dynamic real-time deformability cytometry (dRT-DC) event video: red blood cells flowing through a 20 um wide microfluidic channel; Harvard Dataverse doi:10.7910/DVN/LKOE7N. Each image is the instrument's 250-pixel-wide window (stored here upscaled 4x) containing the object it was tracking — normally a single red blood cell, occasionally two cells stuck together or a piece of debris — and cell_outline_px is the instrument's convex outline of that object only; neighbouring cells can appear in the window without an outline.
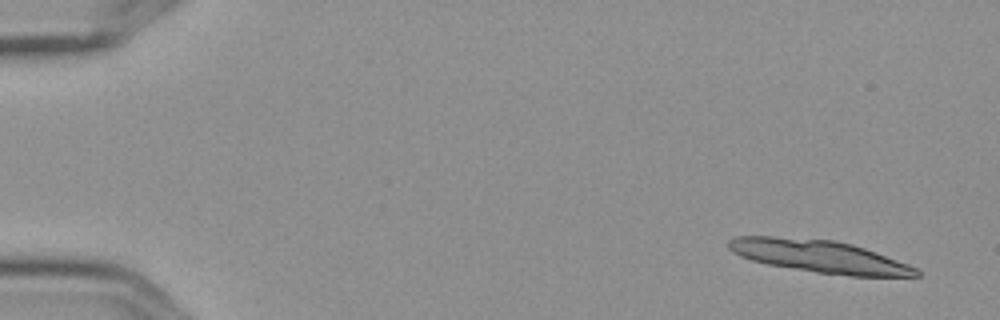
{"species": "Egyptian fruit bat (a non-hibernating species)", "species_latin": "Rousettus aegyptiacus", "temperature_condition": "cold", "stored_images_in_passage": 5, "camera_frame_rate_fps": 3000, "um_per_image_px": 0.085, "frame": {"image": 1, "passage_image": 1, "time_ms": 0.0, "image_size_px": [1000, 320], "cell_outline_px": [[920, 276], [852, 276], [820, 272], [768, 264], [752, 260], [740, 256], [732, 252], [728, 248], [728, 240], [736, 236], [772, 236], [836, 240], [852, 244], [876, 252], [908, 264], [916, 268], [920, 272]], "centroid_in_image_um": [69.63, 21.77], "position_along_channel_um": 15.4, "area_um2": 35.2}}